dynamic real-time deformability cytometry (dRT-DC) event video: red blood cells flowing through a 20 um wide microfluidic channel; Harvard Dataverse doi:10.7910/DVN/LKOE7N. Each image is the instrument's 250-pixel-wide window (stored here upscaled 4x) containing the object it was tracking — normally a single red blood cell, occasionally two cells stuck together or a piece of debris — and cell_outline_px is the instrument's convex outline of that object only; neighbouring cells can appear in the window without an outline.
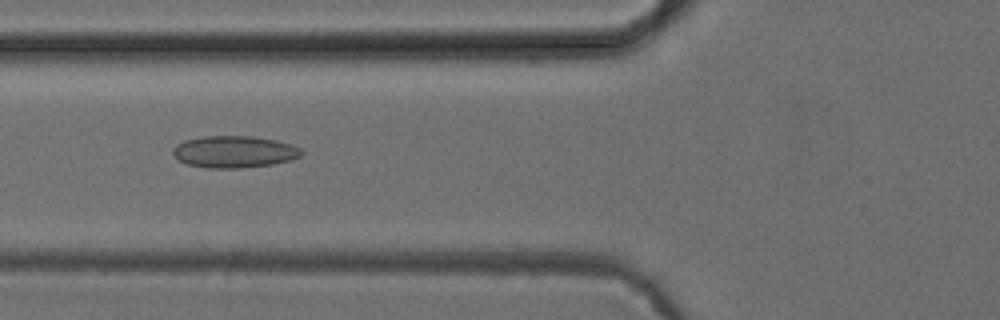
{"species": "common noctule bat (a hibernating species)", "species_latin": "Nyctalus noctula", "temperature_condition": "cold", "stored_images_in_passage": 37, "camera_frame_rate_fps": 3000, "um_per_image_px": 0.085, "animal": {"sex": "female", "body_mass_g": 24.6, "forearm_length_mm": 56.2}, "frame": {"image": 1, "passage_image": 5, "time_ms": 1.333, "image_size_px": [1000, 320], "cell_outline_px": [[304, 152], [300, 156], [292, 160], [272, 164], [240, 168], [204, 168], [188, 164], [180, 160], [172, 152], [172, 148], [176, 144], [184, 140], [204, 136], [252, 136], [276, 140], [292, 144], [300, 148]], "centroid_in_image_um": [19.92, 12.9], "position_along_channel_um": 105.9, "area_um2": 23.99}}
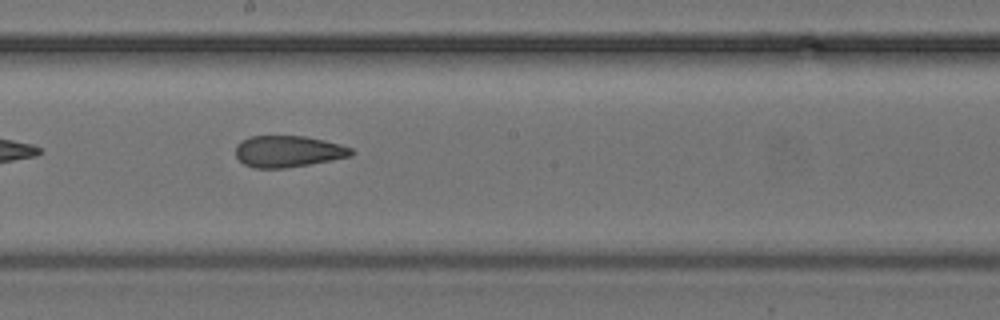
{"frame": {"image": 2, "passage_image": 14, "time_ms": 4.333, "image_size_px": [1000, 320], "cell_outline_px": [[356, 152], [352, 156], [332, 160], [284, 168], [252, 168], [244, 164], [236, 156], [236, 144], [240, 140], [248, 136], [304, 136], [324, 140], [340, 144], [352, 148]], "centroid_in_image_um": [24.49, 12.86], "position_along_channel_um": 223.7, "area_um2": 21.39}}
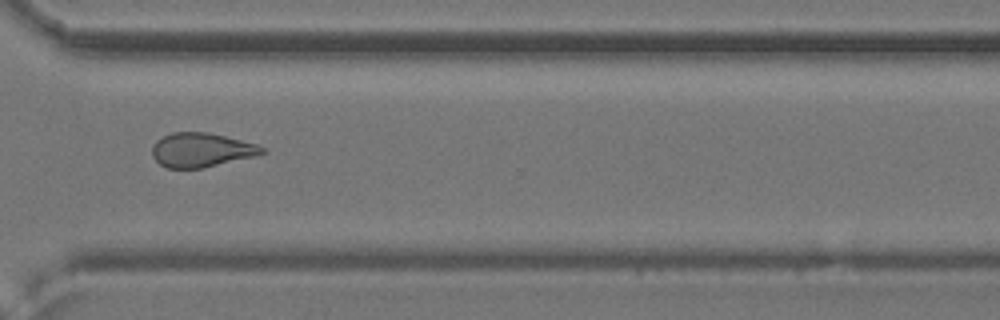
{"frame": {"image": 3, "passage_image": 24, "time_ms": 7.667, "image_size_px": [1000, 320], "cell_outline_px": [[268, 152], [256, 156], [200, 168], [168, 168], [160, 164], [152, 156], [152, 144], [156, 140], [172, 132], [208, 132], [256, 144], [264, 148]], "centroid_in_image_um": [17.1, 12.74], "position_along_channel_um": 353.5, "area_um2": 21.79}, "authors_computed_cell_mechanics": {"area_um2": 22.4842, "velocity_mm_per_s": 3.909, "shape_relaxation_time_tau1_ms": null, "shape_relaxation_time_tau2_ms": 2.0197, "deformation_change_tau1": null, "deformation_change_tau2": 0.0994}}